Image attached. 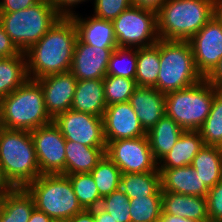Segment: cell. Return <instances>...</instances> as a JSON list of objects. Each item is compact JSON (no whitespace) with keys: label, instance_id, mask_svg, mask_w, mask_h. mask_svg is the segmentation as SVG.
<instances>
[{"label":"cell","instance_id":"obj_1","mask_svg":"<svg viewBox=\"0 0 222 222\" xmlns=\"http://www.w3.org/2000/svg\"><path fill=\"white\" fill-rule=\"evenodd\" d=\"M77 30L70 17L61 16L26 52L29 79L68 72L71 69Z\"/></svg>","mask_w":222,"mask_h":222},{"label":"cell","instance_id":"obj_2","mask_svg":"<svg viewBox=\"0 0 222 222\" xmlns=\"http://www.w3.org/2000/svg\"><path fill=\"white\" fill-rule=\"evenodd\" d=\"M0 167L5 180L12 188H25L41 175L30 131H2Z\"/></svg>","mask_w":222,"mask_h":222},{"label":"cell","instance_id":"obj_3","mask_svg":"<svg viewBox=\"0 0 222 222\" xmlns=\"http://www.w3.org/2000/svg\"><path fill=\"white\" fill-rule=\"evenodd\" d=\"M213 17V0H166L157 12L159 39L189 41Z\"/></svg>","mask_w":222,"mask_h":222},{"label":"cell","instance_id":"obj_4","mask_svg":"<svg viewBox=\"0 0 222 222\" xmlns=\"http://www.w3.org/2000/svg\"><path fill=\"white\" fill-rule=\"evenodd\" d=\"M0 110L5 129L33 131L53 122L45 106L42 87L33 79L2 98Z\"/></svg>","mask_w":222,"mask_h":222},{"label":"cell","instance_id":"obj_5","mask_svg":"<svg viewBox=\"0 0 222 222\" xmlns=\"http://www.w3.org/2000/svg\"><path fill=\"white\" fill-rule=\"evenodd\" d=\"M160 70L156 88L164 94L185 89L204 78L198 72L189 41L159 39Z\"/></svg>","mask_w":222,"mask_h":222},{"label":"cell","instance_id":"obj_6","mask_svg":"<svg viewBox=\"0 0 222 222\" xmlns=\"http://www.w3.org/2000/svg\"><path fill=\"white\" fill-rule=\"evenodd\" d=\"M60 17L50 0H40L27 9L0 12V23L16 48L26 52Z\"/></svg>","mask_w":222,"mask_h":222},{"label":"cell","instance_id":"obj_7","mask_svg":"<svg viewBox=\"0 0 222 222\" xmlns=\"http://www.w3.org/2000/svg\"><path fill=\"white\" fill-rule=\"evenodd\" d=\"M218 89L205 79L185 89L165 94V114L184 131H198L210 113Z\"/></svg>","mask_w":222,"mask_h":222},{"label":"cell","instance_id":"obj_8","mask_svg":"<svg viewBox=\"0 0 222 222\" xmlns=\"http://www.w3.org/2000/svg\"><path fill=\"white\" fill-rule=\"evenodd\" d=\"M25 188L33 197L35 208L53 220L71 219L83 210L67 175L41 174Z\"/></svg>","mask_w":222,"mask_h":222},{"label":"cell","instance_id":"obj_9","mask_svg":"<svg viewBox=\"0 0 222 222\" xmlns=\"http://www.w3.org/2000/svg\"><path fill=\"white\" fill-rule=\"evenodd\" d=\"M118 47L142 48L158 42L157 13L131 6L113 21Z\"/></svg>","mask_w":222,"mask_h":222},{"label":"cell","instance_id":"obj_10","mask_svg":"<svg viewBox=\"0 0 222 222\" xmlns=\"http://www.w3.org/2000/svg\"><path fill=\"white\" fill-rule=\"evenodd\" d=\"M105 154L122 173L153 172L158 169L147 136L110 141L106 144Z\"/></svg>","mask_w":222,"mask_h":222},{"label":"cell","instance_id":"obj_11","mask_svg":"<svg viewBox=\"0 0 222 222\" xmlns=\"http://www.w3.org/2000/svg\"><path fill=\"white\" fill-rule=\"evenodd\" d=\"M53 122L59 127L65 140L89 147H106L103 117L69 109L59 114Z\"/></svg>","mask_w":222,"mask_h":222},{"label":"cell","instance_id":"obj_12","mask_svg":"<svg viewBox=\"0 0 222 222\" xmlns=\"http://www.w3.org/2000/svg\"><path fill=\"white\" fill-rule=\"evenodd\" d=\"M41 174L65 175V138L51 122L30 131Z\"/></svg>","mask_w":222,"mask_h":222},{"label":"cell","instance_id":"obj_13","mask_svg":"<svg viewBox=\"0 0 222 222\" xmlns=\"http://www.w3.org/2000/svg\"><path fill=\"white\" fill-rule=\"evenodd\" d=\"M189 42L196 68L205 78L222 58V24L212 17Z\"/></svg>","mask_w":222,"mask_h":222},{"label":"cell","instance_id":"obj_14","mask_svg":"<svg viewBox=\"0 0 222 222\" xmlns=\"http://www.w3.org/2000/svg\"><path fill=\"white\" fill-rule=\"evenodd\" d=\"M103 128L106 144L114 140L143 137L147 133L129 102L107 106L103 115Z\"/></svg>","mask_w":222,"mask_h":222},{"label":"cell","instance_id":"obj_15","mask_svg":"<svg viewBox=\"0 0 222 222\" xmlns=\"http://www.w3.org/2000/svg\"><path fill=\"white\" fill-rule=\"evenodd\" d=\"M115 49L93 47L77 38L70 72L77 80L104 79Z\"/></svg>","mask_w":222,"mask_h":222},{"label":"cell","instance_id":"obj_16","mask_svg":"<svg viewBox=\"0 0 222 222\" xmlns=\"http://www.w3.org/2000/svg\"><path fill=\"white\" fill-rule=\"evenodd\" d=\"M37 81L42 87L47 112L53 120L71 109L77 79L70 71L48 75Z\"/></svg>","mask_w":222,"mask_h":222},{"label":"cell","instance_id":"obj_17","mask_svg":"<svg viewBox=\"0 0 222 222\" xmlns=\"http://www.w3.org/2000/svg\"><path fill=\"white\" fill-rule=\"evenodd\" d=\"M128 102L146 132L165 115V94L154 87H137Z\"/></svg>","mask_w":222,"mask_h":222},{"label":"cell","instance_id":"obj_18","mask_svg":"<svg viewBox=\"0 0 222 222\" xmlns=\"http://www.w3.org/2000/svg\"><path fill=\"white\" fill-rule=\"evenodd\" d=\"M158 170L162 192H175L199 197L207 196L209 188L196 175V170L191 165Z\"/></svg>","mask_w":222,"mask_h":222},{"label":"cell","instance_id":"obj_19","mask_svg":"<svg viewBox=\"0 0 222 222\" xmlns=\"http://www.w3.org/2000/svg\"><path fill=\"white\" fill-rule=\"evenodd\" d=\"M77 13L69 16L76 27L77 38L97 48H117V39L112 21L99 19L95 16L82 18Z\"/></svg>","mask_w":222,"mask_h":222},{"label":"cell","instance_id":"obj_20","mask_svg":"<svg viewBox=\"0 0 222 222\" xmlns=\"http://www.w3.org/2000/svg\"><path fill=\"white\" fill-rule=\"evenodd\" d=\"M162 214L176 215L198 222H210L206 197L162 192Z\"/></svg>","mask_w":222,"mask_h":222},{"label":"cell","instance_id":"obj_21","mask_svg":"<svg viewBox=\"0 0 222 222\" xmlns=\"http://www.w3.org/2000/svg\"><path fill=\"white\" fill-rule=\"evenodd\" d=\"M106 107L103 79L77 80L72 110L103 117Z\"/></svg>","mask_w":222,"mask_h":222},{"label":"cell","instance_id":"obj_22","mask_svg":"<svg viewBox=\"0 0 222 222\" xmlns=\"http://www.w3.org/2000/svg\"><path fill=\"white\" fill-rule=\"evenodd\" d=\"M203 145L204 142L199 131H184L170 152L158 162V169H171L191 165L193 158Z\"/></svg>","mask_w":222,"mask_h":222},{"label":"cell","instance_id":"obj_23","mask_svg":"<svg viewBox=\"0 0 222 222\" xmlns=\"http://www.w3.org/2000/svg\"><path fill=\"white\" fill-rule=\"evenodd\" d=\"M106 147H89L65 141V175L90 173L105 155Z\"/></svg>","mask_w":222,"mask_h":222},{"label":"cell","instance_id":"obj_24","mask_svg":"<svg viewBox=\"0 0 222 222\" xmlns=\"http://www.w3.org/2000/svg\"><path fill=\"white\" fill-rule=\"evenodd\" d=\"M34 209L26 188H11L0 196V222H28Z\"/></svg>","mask_w":222,"mask_h":222},{"label":"cell","instance_id":"obj_25","mask_svg":"<svg viewBox=\"0 0 222 222\" xmlns=\"http://www.w3.org/2000/svg\"><path fill=\"white\" fill-rule=\"evenodd\" d=\"M183 132L177 122L166 114L147 131L146 136L157 162L170 152Z\"/></svg>","mask_w":222,"mask_h":222},{"label":"cell","instance_id":"obj_26","mask_svg":"<svg viewBox=\"0 0 222 222\" xmlns=\"http://www.w3.org/2000/svg\"><path fill=\"white\" fill-rule=\"evenodd\" d=\"M191 166L196 175L210 189L222 180V149L218 146L203 145L193 158Z\"/></svg>","mask_w":222,"mask_h":222},{"label":"cell","instance_id":"obj_27","mask_svg":"<svg viewBox=\"0 0 222 222\" xmlns=\"http://www.w3.org/2000/svg\"><path fill=\"white\" fill-rule=\"evenodd\" d=\"M29 79L25 52L0 58V100Z\"/></svg>","mask_w":222,"mask_h":222},{"label":"cell","instance_id":"obj_28","mask_svg":"<svg viewBox=\"0 0 222 222\" xmlns=\"http://www.w3.org/2000/svg\"><path fill=\"white\" fill-rule=\"evenodd\" d=\"M120 189L129 199L150 195H162L160 172L122 173Z\"/></svg>","mask_w":222,"mask_h":222},{"label":"cell","instance_id":"obj_29","mask_svg":"<svg viewBox=\"0 0 222 222\" xmlns=\"http://www.w3.org/2000/svg\"><path fill=\"white\" fill-rule=\"evenodd\" d=\"M160 70L159 40L156 44L137 48L135 80L138 87H155Z\"/></svg>","mask_w":222,"mask_h":222},{"label":"cell","instance_id":"obj_30","mask_svg":"<svg viewBox=\"0 0 222 222\" xmlns=\"http://www.w3.org/2000/svg\"><path fill=\"white\" fill-rule=\"evenodd\" d=\"M90 173L102 198L120 189L122 172L106 154Z\"/></svg>","mask_w":222,"mask_h":222},{"label":"cell","instance_id":"obj_31","mask_svg":"<svg viewBox=\"0 0 222 222\" xmlns=\"http://www.w3.org/2000/svg\"><path fill=\"white\" fill-rule=\"evenodd\" d=\"M198 131L204 145L222 147V89L215 92L210 113Z\"/></svg>","mask_w":222,"mask_h":222},{"label":"cell","instance_id":"obj_32","mask_svg":"<svg viewBox=\"0 0 222 222\" xmlns=\"http://www.w3.org/2000/svg\"><path fill=\"white\" fill-rule=\"evenodd\" d=\"M131 222H158L162 215V195L129 199Z\"/></svg>","mask_w":222,"mask_h":222},{"label":"cell","instance_id":"obj_33","mask_svg":"<svg viewBox=\"0 0 222 222\" xmlns=\"http://www.w3.org/2000/svg\"><path fill=\"white\" fill-rule=\"evenodd\" d=\"M67 176L72 183L78 203L83 209H92L101 205L102 197L91 173H77Z\"/></svg>","mask_w":222,"mask_h":222},{"label":"cell","instance_id":"obj_34","mask_svg":"<svg viewBox=\"0 0 222 222\" xmlns=\"http://www.w3.org/2000/svg\"><path fill=\"white\" fill-rule=\"evenodd\" d=\"M137 67V49L117 47L110 56L107 75L134 79Z\"/></svg>","mask_w":222,"mask_h":222},{"label":"cell","instance_id":"obj_35","mask_svg":"<svg viewBox=\"0 0 222 222\" xmlns=\"http://www.w3.org/2000/svg\"><path fill=\"white\" fill-rule=\"evenodd\" d=\"M106 105L128 102L138 87L136 80L119 76L106 75L103 79Z\"/></svg>","mask_w":222,"mask_h":222},{"label":"cell","instance_id":"obj_36","mask_svg":"<svg viewBox=\"0 0 222 222\" xmlns=\"http://www.w3.org/2000/svg\"><path fill=\"white\" fill-rule=\"evenodd\" d=\"M100 207L117 222H131L129 198L121 189L103 197Z\"/></svg>","mask_w":222,"mask_h":222},{"label":"cell","instance_id":"obj_37","mask_svg":"<svg viewBox=\"0 0 222 222\" xmlns=\"http://www.w3.org/2000/svg\"><path fill=\"white\" fill-rule=\"evenodd\" d=\"M132 6L131 0H95L94 15L103 20L113 21Z\"/></svg>","mask_w":222,"mask_h":222},{"label":"cell","instance_id":"obj_38","mask_svg":"<svg viewBox=\"0 0 222 222\" xmlns=\"http://www.w3.org/2000/svg\"><path fill=\"white\" fill-rule=\"evenodd\" d=\"M206 201L210 222H222V180L209 189Z\"/></svg>","mask_w":222,"mask_h":222},{"label":"cell","instance_id":"obj_39","mask_svg":"<svg viewBox=\"0 0 222 222\" xmlns=\"http://www.w3.org/2000/svg\"><path fill=\"white\" fill-rule=\"evenodd\" d=\"M20 51L12 43L10 37L4 30V27L0 23V58H6L10 56H16Z\"/></svg>","mask_w":222,"mask_h":222},{"label":"cell","instance_id":"obj_40","mask_svg":"<svg viewBox=\"0 0 222 222\" xmlns=\"http://www.w3.org/2000/svg\"><path fill=\"white\" fill-rule=\"evenodd\" d=\"M40 0H0V12H17L35 5Z\"/></svg>","mask_w":222,"mask_h":222},{"label":"cell","instance_id":"obj_41","mask_svg":"<svg viewBox=\"0 0 222 222\" xmlns=\"http://www.w3.org/2000/svg\"><path fill=\"white\" fill-rule=\"evenodd\" d=\"M87 0H50L52 5L55 7L56 11L65 17H69L74 14L75 11H72V7L83 3Z\"/></svg>","mask_w":222,"mask_h":222},{"label":"cell","instance_id":"obj_42","mask_svg":"<svg viewBox=\"0 0 222 222\" xmlns=\"http://www.w3.org/2000/svg\"><path fill=\"white\" fill-rule=\"evenodd\" d=\"M204 79L217 89H222V58Z\"/></svg>","mask_w":222,"mask_h":222},{"label":"cell","instance_id":"obj_43","mask_svg":"<svg viewBox=\"0 0 222 222\" xmlns=\"http://www.w3.org/2000/svg\"><path fill=\"white\" fill-rule=\"evenodd\" d=\"M166 0H131L132 6L158 12Z\"/></svg>","mask_w":222,"mask_h":222},{"label":"cell","instance_id":"obj_44","mask_svg":"<svg viewBox=\"0 0 222 222\" xmlns=\"http://www.w3.org/2000/svg\"><path fill=\"white\" fill-rule=\"evenodd\" d=\"M71 222H95L92 209H83L81 212L75 214Z\"/></svg>","mask_w":222,"mask_h":222},{"label":"cell","instance_id":"obj_45","mask_svg":"<svg viewBox=\"0 0 222 222\" xmlns=\"http://www.w3.org/2000/svg\"><path fill=\"white\" fill-rule=\"evenodd\" d=\"M95 222H117L112 216L104 211L100 206L92 208Z\"/></svg>","mask_w":222,"mask_h":222},{"label":"cell","instance_id":"obj_46","mask_svg":"<svg viewBox=\"0 0 222 222\" xmlns=\"http://www.w3.org/2000/svg\"><path fill=\"white\" fill-rule=\"evenodd\" d=\"M28 222H53L45 212L37 210L36 208L32 211L31 217Z\"/></svg>","mask_w":222,"mask_h":222},{"label":"cell","instance_id":"obj_47","mask_svg":"<svg viewBox=\"0 0 222 222\" xmlns=\"http://www.w3.org/2000/svg\"><path fill=\"white\" fill-rule=\"evenodd\" d=\"M158 222H198V221L176 215L162 214Z\"/></svg>","mask_w":222,"mask_h":222},{"label":"cell","instance_id":"obj_48","mask_svg":"<svg viewBox=\"0 0 222 222\" xmlns=\"http://www.w3.org/2000/svg\"><path fill=\"white\" fill-rule=\"evenodd\" d=\"M213 17L222 24V0H213Z\"/></svg>","mask_w":222,"mask_h":222},{"label":"cell","instance_id":"obj_49","mask_svg":"<svg viewBox=\"0 0 222 222\" xmlns=\"http://www.w3.org/2000/svg\"><path fill=\"white\" fill-rule=\"evenodd\" d=\"M11 188L12 187L5 180L0 167V196L3 195L6 191H9Z\"/></svg>","mask_w":222,"mask_h":222},{"label":"cell","instance_id":"obj_50","mask_svg":"<svg viewBox=\"0 0 222 222\" xmlns=\"http://www.w3.org/2000/svg\"><path fill=\"white\" fill-rule=\"evenodd\" d=\"M4 125H3V119H2V114H1V110H0V135L2 133V131L4 130Z\"/></svg>","mask_w":222,"mask_h":222},{"label":"cell","instance_id":"obj_51","mask_svg":"<svg viewBox=\"0 0 222 222\" xmlns=\"http://www.w3.org/2000/svg\"><path fill=\"white\" fill-rule=\"evenodd\" d=\"M53 222H71L70 219H55Z\"/></svg>","mask_w":222,"mask_h":222}]
</instances>
